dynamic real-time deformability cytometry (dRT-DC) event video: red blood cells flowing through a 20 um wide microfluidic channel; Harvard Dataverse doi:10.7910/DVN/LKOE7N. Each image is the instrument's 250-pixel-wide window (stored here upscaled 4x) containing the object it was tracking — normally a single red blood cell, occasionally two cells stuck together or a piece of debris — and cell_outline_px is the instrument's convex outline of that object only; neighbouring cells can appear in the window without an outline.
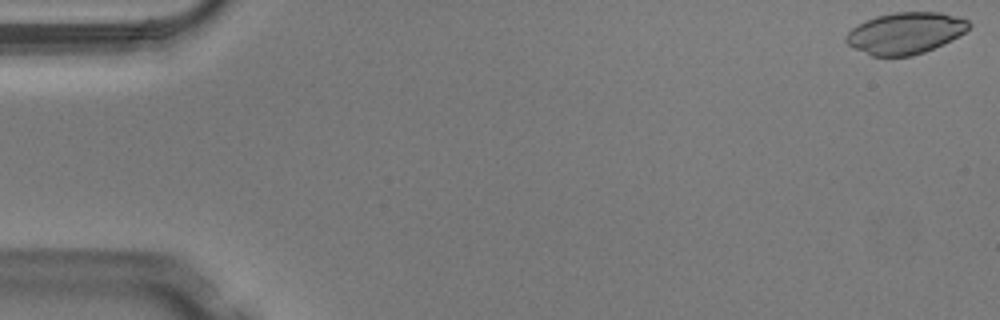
{"species": "Egyptian fruit bat (a non-hibernating species)", "species_latin": "Rousettus aegyptiacus", "temperature_condition": "warm", "stored_images_in_passage": 5, "camera_frame_rate_fps": 3000, "um_per_image_px": 0.085, "animal": {"sex": "male"}, "frame": {"image": 1, "passage_image": 1, "time_ms": 0.0, "image_size_px": [1000, 320], "cell_outline_px": [[972, 24], [964, 32], [924, 52], [912, 56], [872, 56], [848, 44], [844, 40], [844, 36], [852, 28], [876, 16], [892, 12], [940, 12], [956, 16], [968, 20]], "centroid_in_image_um": [76.93, 2.8], "position_along_channel_um": 8.1, "area_um2": 29.25}}